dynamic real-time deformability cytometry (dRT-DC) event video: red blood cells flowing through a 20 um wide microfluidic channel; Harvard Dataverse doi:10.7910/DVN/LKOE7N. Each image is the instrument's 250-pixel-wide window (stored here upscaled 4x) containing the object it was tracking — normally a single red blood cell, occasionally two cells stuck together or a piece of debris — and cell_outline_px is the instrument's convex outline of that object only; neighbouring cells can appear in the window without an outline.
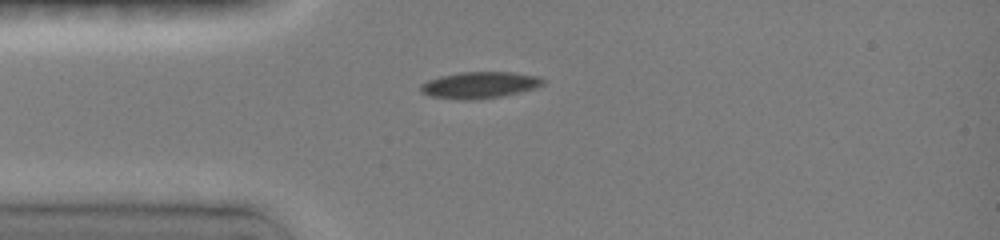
{"species": "common noctule bat (a hibernating species)", "species_latin": "Nyctalus noctula", "temperature_condition": "room temperature", "stored_images_in_passage": 25, "camera_frame_rate_fps": 3000, "um_per_image_px": 0.085, "animal": {"sex": "female", "body_mass_g": 19.0, "forearm_length_mm": 51.5}, "frame": {"image": 1, "passage_image": 1, "time_ms": 0.0, "image_size_px": [1000, 240], "cell_outline_px": [[544, 84], [536, 88], [500, 96], [476, 100], [460, 100], [432, 96], [420, 92], [420, 84], [428, 80], [444, 76], [464, 72], [508, 72], [536, 76], [544, 80]], "centroid_in_image_um": [40.75, 7.24], "position_along_channel_um": 44.3, "area_um2": 18.61}}
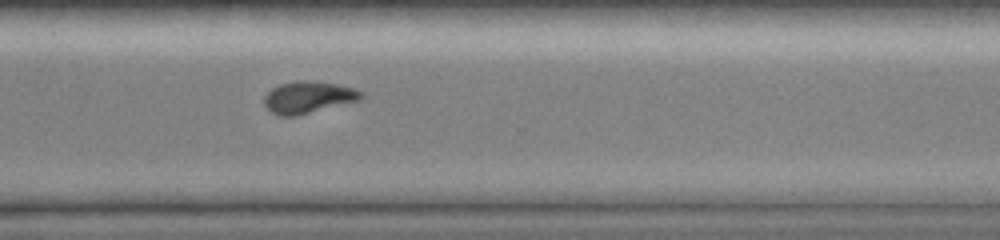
{"frame": {"image": 2, "passage_image": 18, "time_ms": 7.667, "image_size_px": [1000, 240], "cell_outline_px": [[364, 96], [360, 100], [296, 116], [280, 116], [272, 112], [264, 104], [264, 96], [272, 88], [280, 84], [296, 80], [308, 80], [336, 84], [352, 88], [364, 92]], "centroid_in_image_um": [26.2, 8.26], "position_along_channel_um": 344.4, "area_um2": 17.98}}
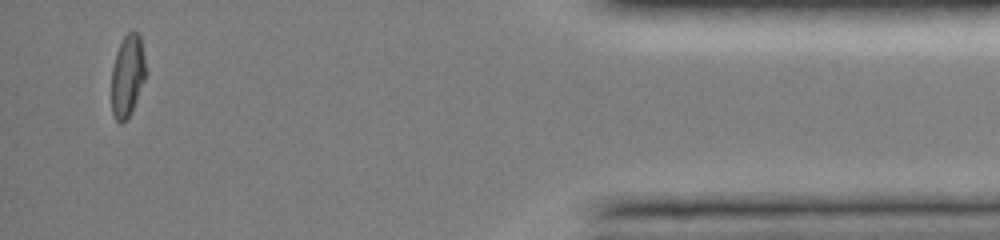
{"frame": {"image": 3, "passage_image": 25, "time_ms": 11.0, "image_size_px": [1000, 240], "cell_outline_px": [[144, 80], [136, 100], [128, 116], [120, 124], [112, 116], [112, 68], [116, 52], [124, 36], [128, 32], [136, 32], [140, 36], [144, 56]], "centroid_in_image_um": [10.81, 6.43], "position_along_channel_um": 424.4, "area_um2": 15.9}, "authors_computed_cell_mechanics": {"area_um2": 18.0914, "velocity_mm_per_s": 4.0474, "shape_relaxation_time_tau1_ms": 7.4264, "shape_relaxation_time_tau2_ms": null, "deformation_change_tau1": 0.2042, "deformation_change_tau2": null}}